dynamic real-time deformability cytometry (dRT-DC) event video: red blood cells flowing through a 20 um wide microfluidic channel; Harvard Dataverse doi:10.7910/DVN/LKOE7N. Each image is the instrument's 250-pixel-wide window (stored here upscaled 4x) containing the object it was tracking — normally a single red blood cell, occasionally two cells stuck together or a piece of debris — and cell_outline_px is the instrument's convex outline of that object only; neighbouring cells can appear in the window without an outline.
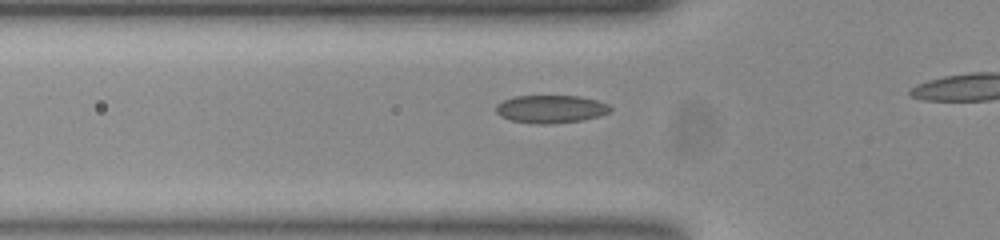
{"species": "common noctule bat (a hibernating species)", "species_latin": "Nyctalus noctula", "temperature_condition": "room temperature", "stored_images_in_passage": 10, "camera_frame_rate_fps": 3000, "um_per_image_px": 0.085, "animal": {"sex": "female", "body_mass_g": 23.0, "forearm_length_mm": 53.4}, "frame": {"image": 1, "passage_image": 5, "time_ms": 1.333, "image_size_px": [1000, 240], "cell_outline_px": [[612, 108], [608, 112], [600, 116], [584, 120], [552, 124], [536, 124], [512, 120], [500, 116], [496, 112], [496, 104], [512, 96], [580, 96], [596, 100], [608, 104]], "centroid_in_image_um": [46.82, 9.27], "position_along_channel_um": 79.0, "area_um2": 18.67}}
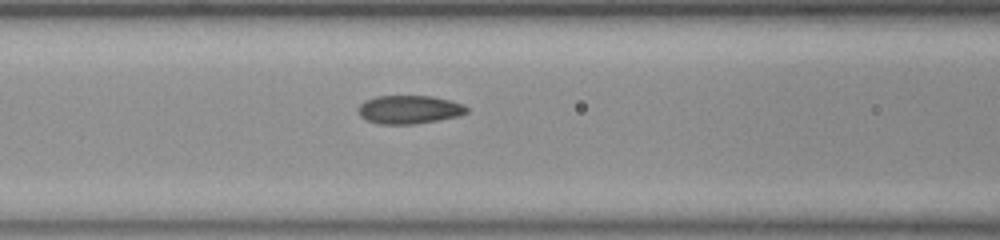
{"frame": {"image": 2, "passage_image": 9, "time_ms": 2.667, "image_size_px": [1000, 240], "cell_outline_px": [[468, 112], [460, 116], [416, 124], [380, 124], [368, 120], [360, 116], [360, 104], [364, 100], [376, 96], [432, 96], [464, 104], [468, 108]], "centroid_in_image_um": [34.82, 9.31], "position_along_channel_um": 131.8, "area_um2": 17.92}}